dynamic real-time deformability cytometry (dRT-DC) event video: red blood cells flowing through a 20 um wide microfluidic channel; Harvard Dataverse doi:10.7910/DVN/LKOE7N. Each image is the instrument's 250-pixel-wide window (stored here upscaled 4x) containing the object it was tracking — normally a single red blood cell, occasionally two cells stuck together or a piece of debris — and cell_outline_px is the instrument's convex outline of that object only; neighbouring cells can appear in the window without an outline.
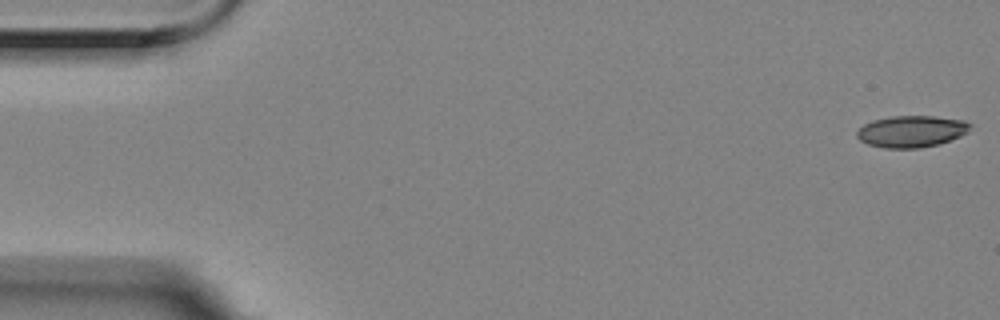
{"species": "Egyptian fruit bat (a non-hibernating species)", "species_latin": "Rousettus aegyptiacus", "temperature_condition": "room temperature", "stored_images_in_passage": 56, "camera_frame_rate_fps": 3000, "um_per_image_px": 0.085, "animal": {"sex": "female"}, "frame": {"image": 1, "passage_image": 1, "time_ms": 0.0, "image_size_px": [1000, 320], "cell_outline_px": [[972, 124], [968, 132], [960, 136], [940, 144], [920, 148], [884, 148], [868, 144], [860, 140], [856, 136], [856, 132], [864, 124], [872, 120], [892, 116], [936, 116], [964, 120]], "centroid_in_image_um": [77.49, 11.17], "position_along_channel_um": 7.5, "area_um2": 21.04}}
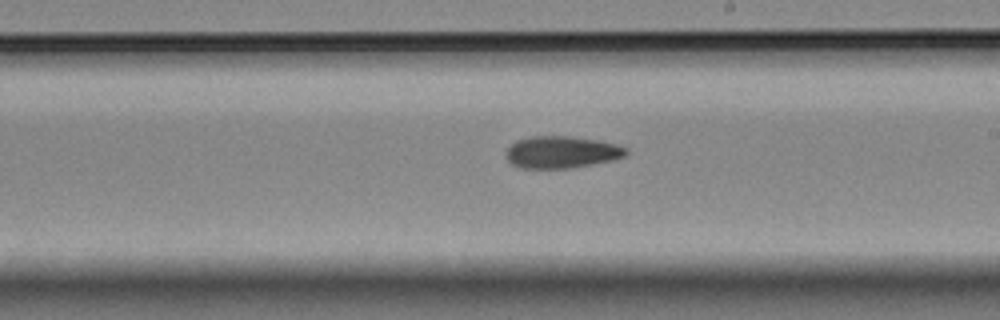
{"frame": {"image": 2, "passage_image": 32, "time_ms": 10.333, "image_size_px": [1000, 320], "cell_outline_px": [[628, 152], [624, 156], [612, 160], [592, 164], [568, 168], [520, 168], [512, 164], [508, 160], [508, 148], [516, 140], [528, 136], [572, 136], [600, 140], [616, 144], [628, 148]], "centroid_in_image_um": [47.76, 12.92], "position_along_channel_um": 241.2, "area_um2": 22.37}}
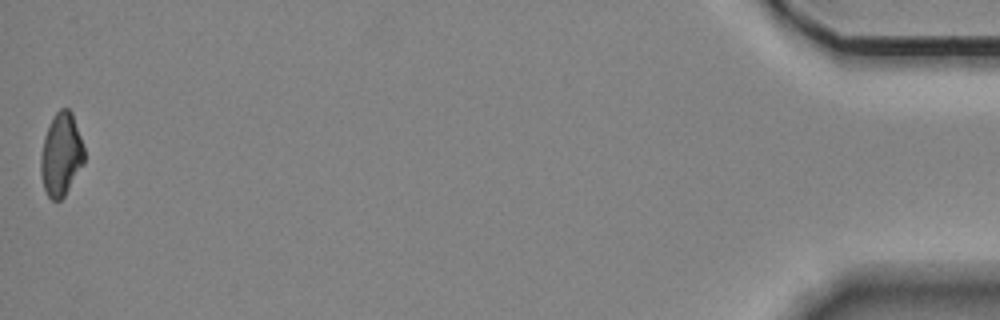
{"frame": {"image": 3, "passage_image": 56, "time_ms": 18.333, "image_size_px": [1000, 320], "cell_outline_px": [[84, 164], [64, 196], [60, 200], [52, 200], [48, 196], [44, 188], [40, 172], [40, 156], [44, 136], [56, 112], [60, 108], [68, 108], [72, 112], [84, 148]], "centroid_in_image_um": [5.19, 13.15], "position_along_channel_um": 430.0, "area_um2": 20.92}, "authors_computed_cell_mechanics": {"area_um2": 21.9929, "velocity_mm_per_s": 3.5374, "shape_relaxation_time_tau1_ms": null, "shape_relaxation_time_tau2_ms": 6.4451, "deformation_change_tau1": null, "deformation_change_tau2": 0.1318}}